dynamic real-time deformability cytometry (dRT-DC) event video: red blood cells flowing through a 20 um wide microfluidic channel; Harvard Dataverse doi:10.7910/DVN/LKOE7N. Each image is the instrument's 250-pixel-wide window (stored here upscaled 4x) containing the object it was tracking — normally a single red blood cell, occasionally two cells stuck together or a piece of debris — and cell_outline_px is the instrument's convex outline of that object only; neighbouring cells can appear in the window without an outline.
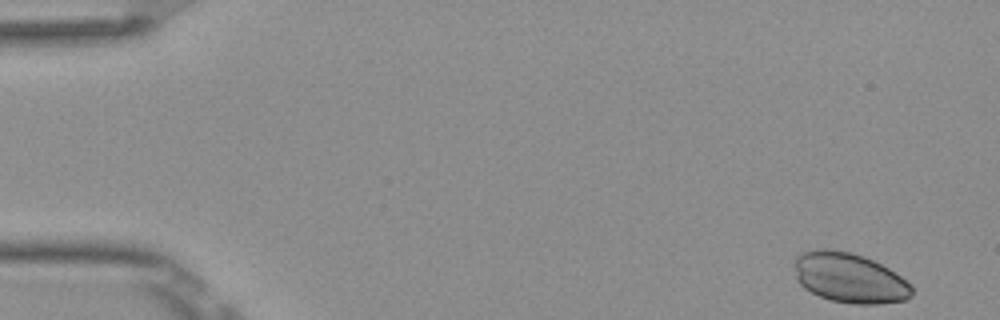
{"species": "Egyptian fruit bat (a non-hibernating species)", "species_latin": "Rousettus aegyptiacus", "temperature_condition": "room temperature", "stored_images_in_passage": 51, "camera_frame_rate_fps": 3000, "um_per_image_px": 0.085, "frame": {"image": 1, "passage_image": 1, "time_ms": 0.0, "image_size_px": [1000, 320], "cell_outline_px": [[912, 296], [908, 300], [876, 304], [852, 304], [832, 300], [820, 296], [804, 288], [796, 280], [796, 256], [800, 252], [816, 248], [824, 248], [848, 252], [864, 256], [888, 268], [900, 276], [912, 288]], "centroid_in_image_um": [72.19, 23.62], "position_along_channel_um": 12.8, "area_um2": 34.04}}
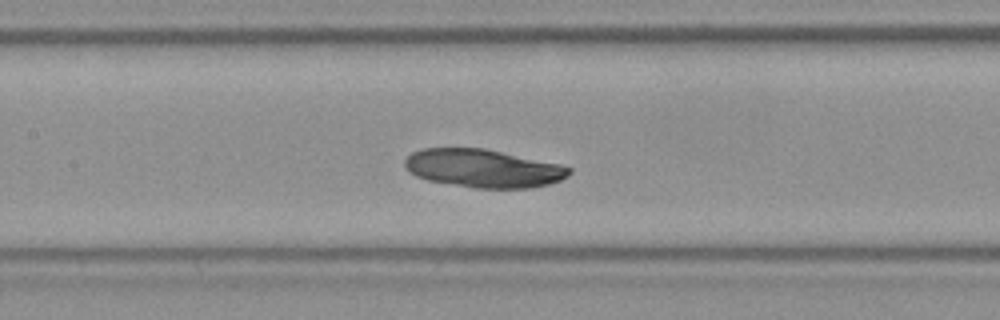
{"frame": {"image": 2, "passage_image": 23, "time_ms": 7.333, "image_size_px": [1000, 320], "cell_outline_px": [[572, 172], [568, 176], [560, 180], [548, 184], [528, 188], [476, 188], [428, 180], [416, 176], [408, 172], [404, 168], [404, 160], [412, 152], [424, 148], [484, 148], [560, 164], [572, 168]], "centroid_in_image_um": [41.06, 14.31], "position_along_channel_um": 166.3, "area_um2": 36.59}}
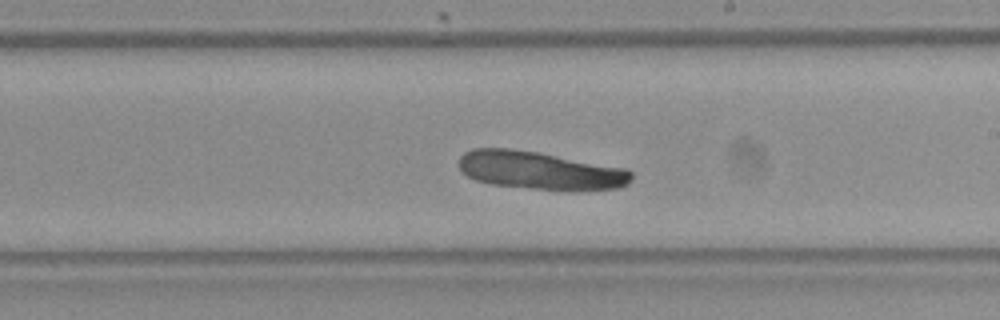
{"frame": {"image": 3, "passage_image": 29, "time_ms": 9.333, "image_size_px": [1000, 320], "cell_outline_px": [[632, 180], [628, 184], [620, 188], [584, 192], [576, 192], [492, 184], [476, 180], [468, 176], [456, 164], [460, 156], [464, 152], [472, 148], [508, 148], [536, 152], [628, 168], [632, 172]], "centroid_in_image_um": [45.97, 14.51], "position_along_channel_um": 243.0, "area_um2": 38.84}}